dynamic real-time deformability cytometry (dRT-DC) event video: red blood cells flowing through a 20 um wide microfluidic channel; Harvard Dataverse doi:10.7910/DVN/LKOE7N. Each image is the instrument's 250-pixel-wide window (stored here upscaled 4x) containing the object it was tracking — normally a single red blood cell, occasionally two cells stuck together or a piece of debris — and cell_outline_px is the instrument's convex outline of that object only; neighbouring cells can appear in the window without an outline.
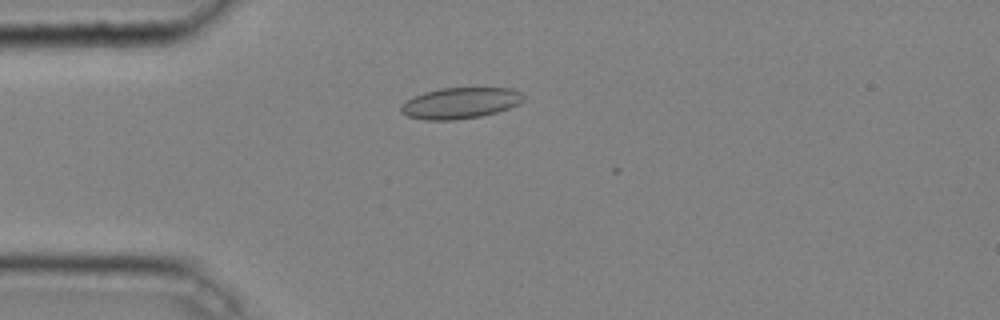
{"species": "common noctule bat (a hibernating species)", "species_latin": "Nyctalus noctula", "temperature_condition": "cold", "stored_images_in_passage": 5, "camera_frame_rate_fps": 3000, "um_per_image_px": 0.085, "animal": {"sex": "male", "body_mass_g": 20.4}, "frame": {"image": 1, "passage_image": 4, "time_ms": 1.0, "image_size_px": [1000, 320], "cell_outline_px": [[524, 100], [520, 104], [496, 112], [480, 116], [452, 120], [424, 120], [408, 116], [400, 112], [400, 108], [412, 96], [424, 92], [440, 88], [512, 88], [520, 92], [524, 96]], "centroid_in_image_um": [39.13, 8.75], "position_along_channel_um": 45.9, "area_um2": 22.14}}